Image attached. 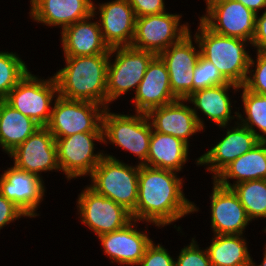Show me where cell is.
<instances>
[{"mask_svg": "<svg viewBox=\"0 0 266 266\" xmlns=\"http://www.w3.org/2000/svg\"><path fill=\"white\" fill-rule=\"evenodd\" d=\"M28 217L16 204L0 193V230L11 222Z\"/></svg>", "mask_w": 266, "mask_h": 266, "instance_id": "cell-37", "label": "cell"}, {"mask_svg": "<svg viewBox=\"0 0 266 266\" xmlns=\"http://www.w3.org/2000/svg\"><path fill=\"white\" fill-rule=\"evenodd\" d=\"M94 14L65 27L61 32V45L64 56H92L110 54L109 46L104 42L99 21Z\"/></svg>", "mask_w": 266, "mask_h": 266, "instance_id": "cell-24", "label": "cell"}, {"mask_svg": "<svg viewBox=\"0 0 266 266\" xmlns=\"http://www.w3.org/2000/svg\"><path fill=\"white\" fill-rule=\"evenodd\" d=\"M92 14V0H30V19L60 31Z\"/></svg>", "mask_w": 266, "mask_h": 266, "instance_id": "cell-23", "label": "cell"}, {"mask_svg": "<svg viewBox=\"0 0 266 266\" xmlns=\"http://www.w3.org/2000/svg\"><path fill=\"white\" fill-rule=\"evenodd\" d=\"M135 16L157 15L166 12L165 0H128Z\"/></svg>", "mask_w": 266, "mask_h": 266, "instance_id": "cell-36", "label": "cell"}, {"mask_svg": "<svg viewBox=\"0 0 266 266\" xmlns=\"http://www.w3.org/2000/svg\"><path fill=\"white\" fill-rule=\"evenodd\" d=\"M18 169L42 178V172L61 171L57 160L55 138L46 126H41L22 144L8 154Z\"/></svg>", "mask_w": 266, "mask_h": 266, "instance_id": "cell-14", "label": "cell"}, {"mask_svg": "<svg viewBox=\"0 0 266 266\" xmlns=\"http://www.w3.org/2000/svg\"><path fill=\"white\" fill-rule=\"evenodd\" d=\"M226 83L217 67L200 55L193 68V92Z\"/></svg>", "mask_w": 266, "mask_h": 266, "instance_id": "cell-32", "label": "cell"}, {"mask_svg": "<svg viewBox=\"0 0 266 266\" xmlns=\"http://www.w3.org/2000/svg\"><path fill=\"white\" fill-rule=\"evenodd\" d=\"M199 19L213 32L252 42L255 34L256 15L235 0H212Z\"/></svg>", "mask_w": 266, "mask_h": 266, "instance_id": "cell-12", "label": "cell"}, {"mask_svg": "<svg viewBox=\"0 0 266 266\" xmlns=\"http://www.w3.org/2000/svg\"><path fill=\"white\" fill-rule=\"evenodd\" d=\"M233 180V184L230 180ZM266 179V141H260L250 151L227 165L213 180L231 188L245 181Z\"/></svg>", "mask_w": 266, "mask_h": 266, "instance_id": "cell-25", "label": "cell"}, {"mask_svg": "<svg viewBox=\"0 0 266 266\" xmlns=\"http://www.w3.org/2000/svg\"><path fill=\"white\" fill-rule=\"evenodd\" d=\"M93 14L98 15L103 40L109 48L131 46L136 16L128 0H111L98 5L93 2Z\"/></svg>", "mask_w": 266, "mask_h": 266, "instance_id": "cell-16", "label": "cell"}, {"mask_svg": "<svg viewBox=\"0 0 266 266\" xmlns=\"http://www.w3.org/2000/svg\"><path fill=\"white\" fill-rule=\"evenodd\" d=\"M113 56L115 59H112ZM155 56L152 52L131 46L110 48L107 67V108L111 102H115L130 90L134 93L137 91L149 63Z\"/></svg>", "mask_w": 266, "mask_h": 266, "instance_id": "cell-6", "label": "cell"}, {"mask_svg": "<svg viewBox=\"0 0 266 266\" xmlns=\"http://www.w3.org/2000/svg\"><path fill=\"white\" fill-rule=\"evenodd\" d=\"M134 95L131 102L135 107L134 112L138 113H147L178 100L171 91L166 65L158 55L149 63Z\"/></svg>", "mask_w": 266, "mask_h": 266, "instance_id": "cell-22", "label": "cell"}, {"mask_svg": "<svg viewBox=\"0 0 266 266\" xmlns=\"http://www.w3.org/2000/svg\"><path fill=\"white\" fill-rule=\"evenodd\" d=\"M264 251H263V260L261 261V263L259 265H257L254 260L253 257L251 258V266H266V243L264 245Z\"/></svg>", "mask_w": 266, "mask_h": 266, "instance_id": "cell-40", "label": "cell"}, {"mask_svg": "<svg viewBox=\"0 0 266 266\" xmlns=\"http://www.w3.org/2000/svg\"><path fill=\"white\" fill-rule=\"evenodd\" d=\"M255 52L257 57L255 60L250 57L248 74L243 86L251 92L266 95V51Z\"/></svg>", "mask_w": 266, "mask_h": 266, "instance_id": "cell-33", "label": "cell"}, {"mask_svg": "<svg viewBox=\"0 0 266 266\" xmlns=\"http://www.w3.org/2000/svg\"><path fill=\"white\" fill-rule=\"evenodd\" d=\"M175 260L162 244L158 243L156 245L152 241L136 266H175Z\"/></svg>", "mask_w": 266, "mask_h": 266, "instance_id": "cell-35", "label": "cell"}, {"mask_svg": "<svg viewBox=\"0 0 266 266\" xmlns=\"http://www.w3.org/2000/svg\"><path fill=\"white\" fill-rule=\"evenodd\" d=\"M243 115L238 112L237 121L249 128L260 141H266V95H260L240 86ZM244 117V118H243ZM255 128H257V131Z\"/></svg>", "mask_w": 266, "mask_h": 266, "instance_id": "cell-29", "label": "cell"}, {"mask_svg": "<svg viewBox=\"0 0 266 266\" xmlns=\"http://www.w3.org/2000/svg\"><path fill=\"white\" fill-rule=\"evenodd\" d=\"M195 36L200 55L212 62L222 77L230 83L243 86L245 83L250 55L246 47L250 42L245 39L219 35L210 30L200 19Z\"/></svg>", "mask_w": 266, "mask_h": 266, "instance_id": "cell-3", "label": "cell"}, {"mask_svg": "<svg viewBox=\"0 0 266 266\" xmlns=\"http://www.w3.org/2000/svg\"><path fill=\"white\" fill-rule=\"evenodd\" d=\"M95 141L103 144V132L75 133L55 139L58 165L67 182L88 177L104 157V150H95Z\"/></svg>", "mask_w": 266, "mask_h": 266, "instance_id": "cell-9", "label": "cell"}, {"mask_svg": "<svg viewBox=\"0 0 266 266\" xmlns=\"http://www.w3.org/2000/svg\"><path fill=\"white\" fill-rule=\"evenodd\" d=\"M106 108L102 117L103 143L113 144L136 157L144 165L149 152L151 124L146 113L121 114Z\"/></svg>", "mask_w": 266, "mask_h": 266, "instance_id": "cell-5", "label": "cell"}, {"mask_svg": "<svg viewBox=\"0 0 266 266\" xmlns=\"http://www.w3.org/2000/svg\"><path fill=\"white\" fill-rule=\"evenodd\" d=\"M242 3L245 7L253 11L255 14H261L262 9L266 8V0H235Z\"/></svg>", "mask_w": 266, "mask_h": 266, "instance_id": "cell-39", "label": "cell"}, {"mask_svg": "<svg viewBox=\"0 0 266 266\" xmlns=\"http://www.w3.org/2000/svg\"><path fill=\"white\" fill-rule=\"evenodd\" d=\"M204 1H205L206 5H207L212 0H204Z\"/></svg>", "mask_w": 266, "mask_h": 266, "instance_id": "cell-41", "label": "cell"}, {"mask_svg": "<svg viewBox=\"0 0 266 266\" xmlns=\"http://www.w3.org/2000/svg\"><path fill=\"white\" fill-rule=\"evenodd\" d=\"M231 188L251 221L266 219V179L237 183ZM262 231L266 233V227Z\"/></svg>", "mask_w": 266, "mask_h": 266, "instance_id": "cell-30", "label": "cell"}, {"mask_svg": "<svg viewBox=\"0 0 266 266\" xmlns=\"http://www.w3.org/2000/svg\"><path fill=\"white\" fill-rule=\"evenodd\" d=\"M214 237V238H213ZM206 247L212 266H251L245 235H213Z\"/></svg>", "mask_w": 266, "mask_h": 266, "instance_id": "cell-28", "label": "cell"}, {"mask_svg": "<svg viewBox=\"0 0 266 266\" xmlns=\"http://www.w3.org/2000/svg\"><path fill=\"white\" fill-rule=\"evenodd\" d=\"M251 47L256 51H266V8L262 10L260 16L256 15L255 34Z\"/></svg>", "mask_w": 266, "mask_h": 266, "instance_id": "cell-38", "label": "cell"}, {"mask_svg": "<svg viewBox=\"0 0 266 266\" xmlns=\"http://www.w3.org/2000/svg\"><path fill=\"white\" fill-rule=\"evenodd\" d=\"M139 221L132 220L124 228L98 236L103 252L120 266H136L145 254L146 248L151 244L149 232L137 230Z\"/></svg>", "mask_w": 266, "mask_h": 266, "instance_id": "cell-19", "label": "cell"}, {"mask_svg": "<svg viewBox=\"0 0 266 266\" xmlns=\"http://www.w3.org/2000/svg\"><path fill=\"white\" fill-rule=\"evenodd\" d=\"M181 17L169 12L137 17L131 47L159 55L190 32L188 22L180 23Z\"/></svg>", "mask_w": 266, "mask_h": 266, "instance_id": "cell-10", "label": "cell"}, {"mask_svg": "<svg viewBox=\"0 0 266 266\" xmlns=\"http://www.w3.org/2000/svg\"><path fill=\"white\" fill-rule=\"evenodd\" d=\"M105 109L97 103L71 100L58 95L46 127L55 139L75 133L103 132L102 117Z\"/></svg>", "mask_w": 266, "mask_h": 266, "instance_id": "cell-8", "label": "cell"}, {"mask_svg": "<svg viewBox=\"0 0 266 266\" xmlns=\"http://www.w3.org/2000/svg\"><path fill=\"white\" fill-rule=\"evenodd\" d=\"M57 96L58 87L54 76L41 79L28 71L4 101L40 126H47L51 118V106Z\"/></svg>", "mask_w": 266, "mask_h": 266, "instance_id": "cell-7", "label": "cell"}, {"mask_svg": "<svg viewBox=\"0 0 266 266\" xmlns=\"http://www.w3.org/2000/svg\"><path fill=\"white\" fill-rule=\"evenodd\" d=\"M28 71L18 53L0 51V100L7 97Z\"/></svg>", "mask_w": 266, "mask_h": 266, "instance_id": "cell-31", "label": "cell"}, {"mask_svg": "<svg viewBox=\"0 0 266 266\" xmlns=\"http://www.w3.org/2000/svg\"><path fill=\"white\" fill-rule=\"evenodd\" d=\"M210 193L211 229L213 235H243L250 224L245 208L232 190L212 179Z\"/></svg>", "mask_w": 266, "mask_h": 266, "instance_id": "cell-18", "label": "cell"}, {"mask_svg": "<svg viewBox=\"0 0 266 266\" xmlns=\"http://www.w3.org/2000/svg\"><path fill=\"white\" fill-rule=\"evenodd\" d=\"M189 150L184 141L152 130L147 161L144 165L179 173L189 160Z\"/></svg>", "mask_w": 266, "mask_h": 266, "instance_id": "cell-26", "label": "cell"}, {"mask_svg": "<svg viewBox=\"0 0 266 266\" xmlns=\"http://www.w3.org/2000/svg\"><path fill=\"white\" fill-rule=\"evenodd\" d=\"M90 176L91 189L132 213L138 199L139 165H129L104 152Z\"/></svg>", "mask_w": 266, "mask_h": 266, "instance_id": "cell-4", "label": "cell"}, {"mask_svg": "<svg viewBox=\"0 0 266 266\" xmlns=\"http://www.w3.org/2000/svg\"><path fill=\"white\" fill-rule=\"evenodd\" d=\"M76 204L80 222L97 237L120 230L133 220L123 206L98 194L88 185L78 194Z\"/></svg>", "mask_w": 266, "mask_h": 266, "instance_id": "cell-11", "label": "cell"}, {"mask_svg": "<svg viewBox=\"0 0 266 266\" xmlns=\"http://www.w3.org/2000/svg\"><path fill=\"white\" fill-rule=\"evenodd\" d=\"M230 88L235 92H240V86L233 83H226L214 87L204 88L194 91L186 100L189 104L192 103L193 112L199 122L200 127L205 130L204 119L199 115L202 113L203 117L214 122L218 126H229V122L238 119V111L232 113L233 105L229 96ZM199 111V112H198ZM234 114V115H232Z\"/></svg>", "mask_w": 266, "mask_h": 266, "instance_id": "cell-21", "label": "cell"}, {"mask_svg": "<svg viewBox=\"0 0 266 266\" xmlns=\"http://www.w3.org/2000/svg\"><path fill=\"white\" fill-rule=\"evenodd\" d=\"M183 178L171 170L139 165L138 199L132 219L166 227L199 208L185 197Z\"/></svg>", "mask_w": 266, "mask_h": 266, "instance_id": "cell-1", "label": "cell"}, {"mask_svg": "<svg viewBox=\"0 0 266 266\" xmlns=\"http://www.w3.org/2000/svg\"><path fill=\"white\" fill-rule=\"evenodd\" d=\"M65 66L54 73L58 95L88 101L107 108V67L109 54L64 56Z\"/></svg>", "mask_w": 266, "mask_h": 266, "instance_id": "cell-2", "label": "cell"}, {"mask_svg": "<svg viewBox=\"0 0 266 266\" xmlns=\"http://www.w3.org/2000/svg\"><path fill=\"white\" fill-rule=\"evenodd\" d=\"M41 126L0 100V147L7 155Z\"/></svg>", "mask_w": 266, "mask_h": 266, "instance_id": "cell-27", "label": "cell"}, {"mask_svg": "<svg viewBox=\"0 0 266 266\" xmlns=\"http://www.w3.org/2000/svg\"><path fill=\"white\" fill-rule=\"evenodd\" d=\"M200 244L197 243L195 237L191 242L184 246L177 259L175 266H212L207 249H201Z\"/></svg>", "mask_w": 266, "mask_h": 266, "instance_id": "cell-34", "label": "cell"}, {"mask_svg": "<svg viewBox=\"0 0 266 266\" xmlns=\"http://www.w3.org/2000/svg\"><path fill=\"white\" fill-rule=\"evenodd\" d=\"M231 125L219 126L228 128L225 136L212 146L206 153L195 159L196 166H206L214 179L227 165L236 160L239 156L250 151L260 140L256 135L238 121Z\"/></svg>", "mask_w": 266, "mask_h": 266, "instance_id": "cell-15", "label": "cell"}, {"mask_svg": "<svg viewBox=\"0 0 266 266\" xmlns=\"http://www.w3.org/2000/svg\"><path fill=\"white\" fill-rule=\"evenodd\" d=\"M45 189L43 178L13 165L0 174V193L16 204L29 218L40 215L37 210L44 200Z\"/></svg>", "mask_w": 266, "mask_h": 266, "instance_id": "cell-17", "label": "cell"}, {"mask_svg": "<svg viewBox=\"0 0 266 266\" xmlns=\"http://www.w3.org/2000/svg\"><path fill=\"white\" fill-rule=\"evenodd\" d=\"M191 34L190 30L180 41L158 55L168 70L173 95L181 100H186L193 93V68L200 56L198 42Z\"/></svg>", "mask_w": 266, "mask_h": 266, "instance_id": "cell-13", "label": "cell"}, {"mask_svg": "<svg viewBox=\"0 0 266 266\" xmlns=\"http://www.w3.org/2000/svg\"><path fill=\"white\" fill-rule=\"evenodd\" d=\"M187 103V100L178 99L149 110L146 116L152 130L172 135L190 147L189 138L200 131H205L200 127L192 106L190 107Z\"/></svg>", "mask_w": 266, "mask_h": 266, "instance_id": "cell-20", "label": "cell"}]
</instances>
